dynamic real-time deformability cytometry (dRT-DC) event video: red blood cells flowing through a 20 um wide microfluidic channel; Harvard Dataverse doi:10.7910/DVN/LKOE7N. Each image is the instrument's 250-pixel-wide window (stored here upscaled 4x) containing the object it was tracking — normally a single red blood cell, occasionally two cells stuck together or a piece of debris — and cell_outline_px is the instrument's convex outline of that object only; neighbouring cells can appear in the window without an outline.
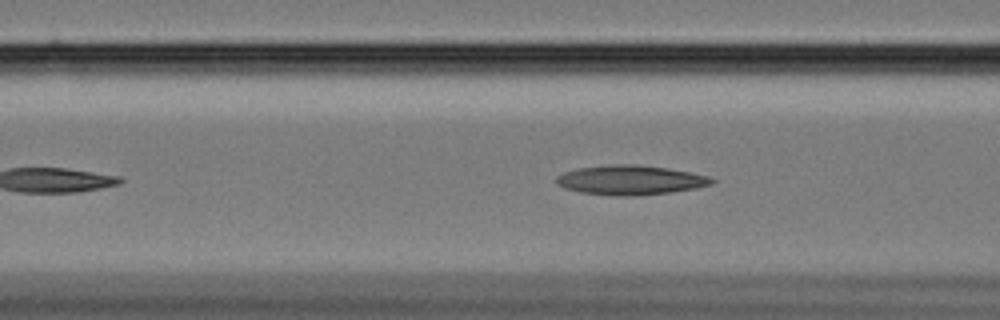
{"species": "Egyptian fruit bat (a non-hibernating species)", "species_latin": "Rousettus aegyptiacus", "temperature_condition": "cold", "stored_images_in_passage": 44, "camera_frame_rate_fps": 3000, "um_per_image_px": 0.085, "animal": {"sex": "female"}, "frame": {"image": 1, "passage_image": 12, "time_ms": 3.667, "image_size_px": [1000, 320], "cell_outline_px": [[716, 180], [712, 184], [696, 188], [640, 196], [612, 196], [580, 192], [564, 188], [556, 184], [556, 176], [564, 172], [576, 168], [612, 164], [632, 164], [668, 168], [708, 176]], "centroid_in_image_um": [53.54, 15.31], "position_along_channel_um": 113.1, "area_um2": 26.82}}
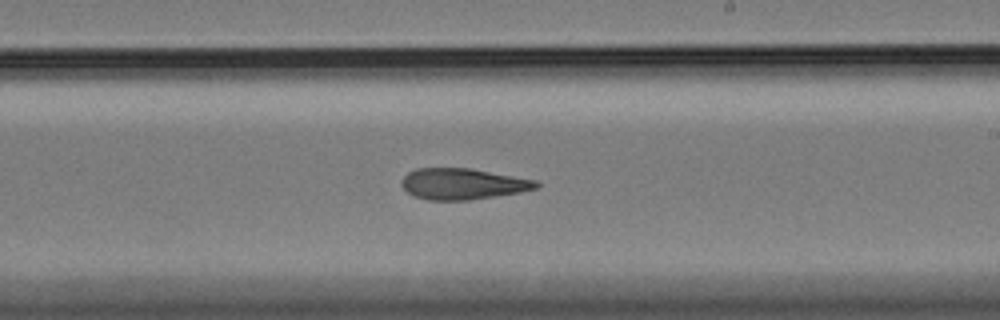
{"frame": {"image": 2, "passage_image": 24, "time_ms": 7.667, "image_size_px": [1000, 320], "cell_outline_px": [[540, 184], [536, 188], [520, 192], [496, 196], [468, 200], [428, 200], [412, 196], [404, 188], [400, 180], [408, 172], [416, 168], [468, 168], [536, 180]], "centroid_in_image_um": [39.29, 15.63], "position_along_channel_um": 249.7, "area_um2": 24.28}}
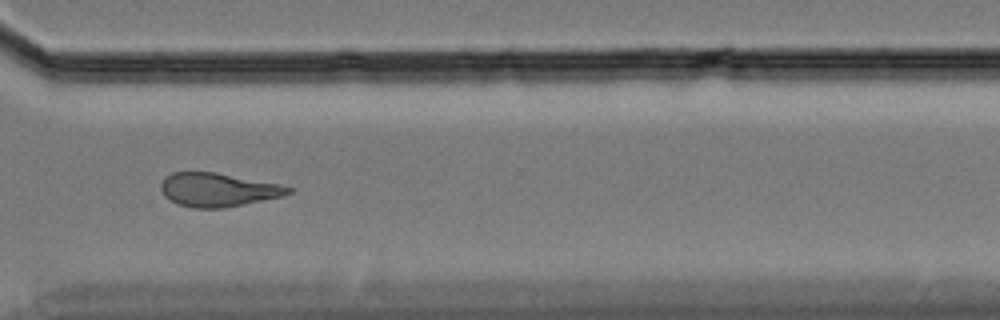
{"frame": {"image": 3, "passage_image": 33, "time_ms": 10.667, "image_size_px": [1000, 320], "cell_outline_px": [[292, 192], [284, 196], [224, 208], [192, 208], [176, 204], [164, 196], [160, 188], [160, 184], [164, 176], [172, 172], [216, 172], [280, 184], [292, 188]], "centroid_in_image_um": [18.5, 16.13], "position_along_channel_um": 352.1, "area_um2": 25.2}, "authors_computed_cell_mechanics": {"area_um2": 25.2008, "velocity_mm_per_s": 3.4095, "shape_relaxation_time_tau1_ms": null, "shape_relaxation_time_tau2_ms": 8.6001, "deformation_change_tau1": null, "deformation_change_tau2": 0.2075}}